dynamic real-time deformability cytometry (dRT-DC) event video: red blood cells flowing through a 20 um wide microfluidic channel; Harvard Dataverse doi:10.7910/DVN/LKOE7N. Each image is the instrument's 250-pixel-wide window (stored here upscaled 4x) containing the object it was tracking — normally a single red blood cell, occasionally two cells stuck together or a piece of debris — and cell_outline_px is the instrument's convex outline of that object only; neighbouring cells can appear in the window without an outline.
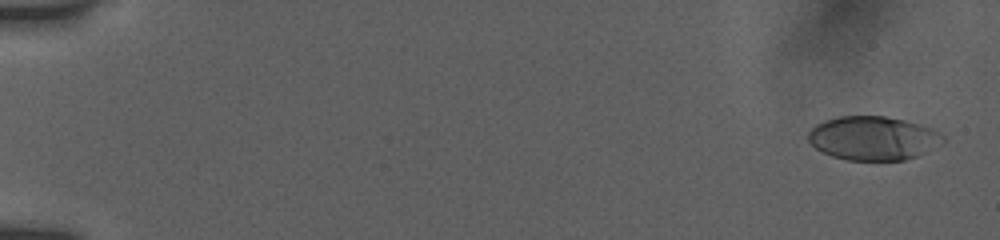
{"species": "human", "species_latin": "Homo sapiens", "temperature_condition": "room temperature", "stored_images_in_passage": 25, "camera_frame_rate_fps": 3000, "um_per_image_px": 0.085, "donor": {"sex": "female"}, "frame": {"image": 1, "passage_image": 2, "time_ms": 0.333, "image_size_px": [1000, 240], "cell_outline_px": [[944, 140], [924, 152], [916, 156], [904, 160], [848, 160], [832, 156], [816, 148], [808, 140], [808, 132], [816, 124], [824, 120], [840, 116], [884, 116], [904, 120], [920, 124], [932, 128], [944, 136]], "centroid_in_image_um": [74.18, 11.73], "position_along_channel_um": 10.8, "area_um2": 34.1}}
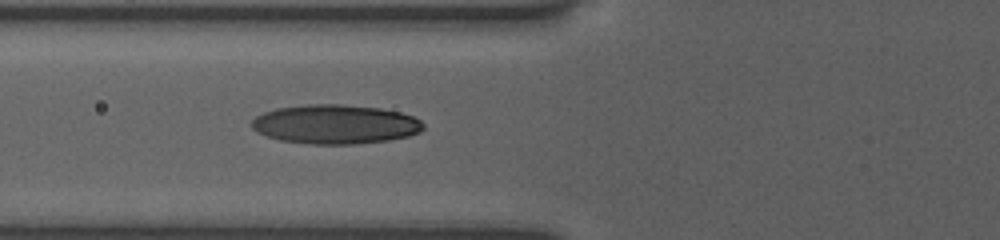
{"frame": {"image": 2, "passage_image": 19, "time_ms": 7.0, "image_size_px": [1000, 240], "cell_outline_px": [[424, 128], [420, 132], [408, 136], [388, 140], [356, 144], [312, 144], [280, 140], [256, 132], [252, 128], [252, 120], [256, 116], [264, 112], [276, 108], [308, 104], [340, 104], [380, 108], [400, 112], [412, 116], [420, 120], [424, 124]], "centroid_in_image_um": [28.5, 10.56], "position_along_channel_um": 97.3, "area_um2": 39.25}}
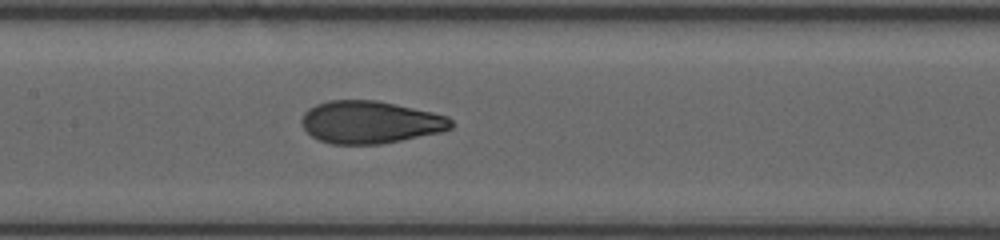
{"frame": {"image": 3, "passage_image": 25, "time_ms": 9.0, "image_size_px": [1000, 240], "cell_outline_px": [[456, 124], [452, 128], [444, 132], [380, 144], [332, 144], [320, 140], [312, 136], [304, 128], [300, 120], [304, 112], [308, 108], [316, 104], [328, 100], [376, 100], [432, 112], [448, 116]], "centroid_in_image_um": [31.49, 10.38], "position_along_channel_um": 175.9, "area_um2": 37.22}}